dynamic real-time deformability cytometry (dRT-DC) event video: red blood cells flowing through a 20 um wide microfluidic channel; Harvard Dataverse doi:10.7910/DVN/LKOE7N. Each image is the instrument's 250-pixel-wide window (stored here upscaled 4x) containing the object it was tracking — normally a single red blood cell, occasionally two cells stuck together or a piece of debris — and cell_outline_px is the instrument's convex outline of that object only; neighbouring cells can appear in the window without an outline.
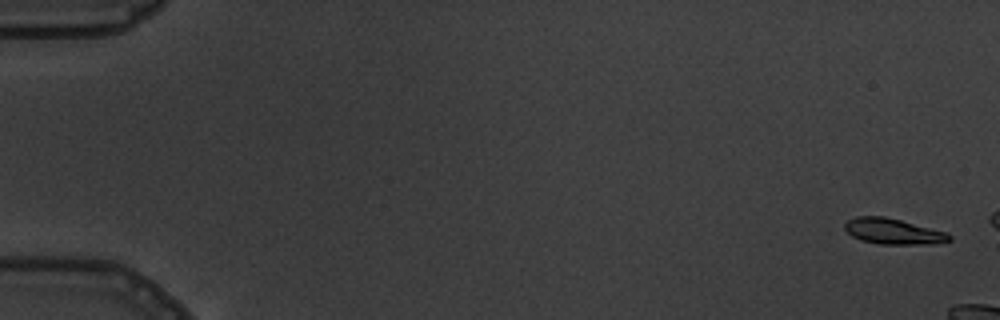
{"species": "common noctule bat (a hibernating species)", "species_latin": "Nyctalus noctula", "temperature_condition": "warm", "stored_images_in_passage": 3, "camera_frame_rate_fps": 3000, "um_per_image_px": 0.085, "animal": {"sex": "male", "body_mass_g": 19.5, "forearm_length_mm": 54.6}, "frame": {"image": 1, "passage_image": 1, "time_ms": 0.0, "image_size_px": [1000, 320], "cell_outline_px": [[952, 240], [932, 244], [880, 244], [860, 240], [852, 236], [844, 228], [844, 224], [848, 220], [856, 216], [884, 216], [948, 232], [952, 236]], "centroid_in_image_um": [75.93, 19.67], "position_along_channel_um": 9.1, "area_um2": 15.72}}